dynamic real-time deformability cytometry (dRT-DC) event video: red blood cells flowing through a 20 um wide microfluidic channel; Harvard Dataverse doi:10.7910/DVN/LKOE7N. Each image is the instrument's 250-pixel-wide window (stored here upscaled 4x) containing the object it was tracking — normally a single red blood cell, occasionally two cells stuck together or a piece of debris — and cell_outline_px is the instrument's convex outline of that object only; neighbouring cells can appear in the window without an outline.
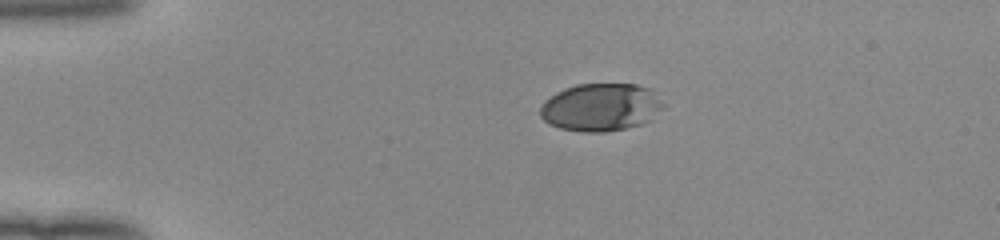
{"species": "human", "species_latin": "Homo sapiens", "temperature_condition": "room temperature", "stored_images_in_passage": 41, "camera_frame_rate_fps": 3000, "um_per_image_px": 0.085, "donor": {"sex": "female"}, "frame": {"image": 1, "passage_image": 1, "time_ms": 0.0, "image_size_px": [1000, 240], "cell_outline_px": [[668, 104], [652, 120], [628, 128], [604, 132], [584, 132], [560, 128], [548, 124], [540, 116], [540, 108], [544, 100], [556, 92], [564, 88], [576, 84], [636, 84], [652, 88]], "centroid_in_image_um": [51.13, 9.11], "position_along_channel_um": 33.9, "area_um2": 35.03}}
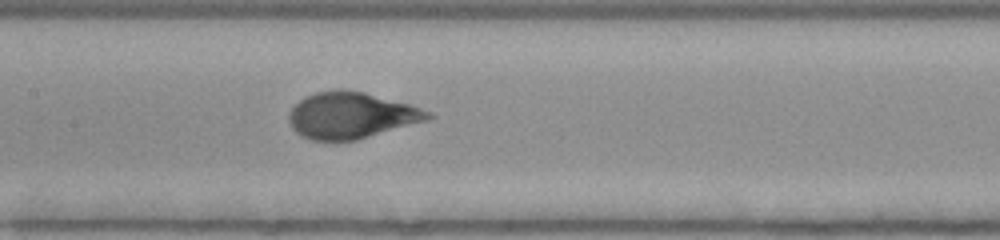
{"frame": {"image": 2, "passage_image": 16, "time_ms": 5.0, "image_size_px": [1000, 240], "cell_outline_px": [[436, 116], [428, 120], [356, 140], [312, 140], [300, 136], [292, 128], [288, 120], [288, 112], [300, 100], [316, 92], [336, 88], [340, 88], [364, 92], [408, 104], [432, 112]], "centroid_in_image_um": [29.84, 9.8], "position_along_channel_um": 177.6, "area_um2": 37.51}}
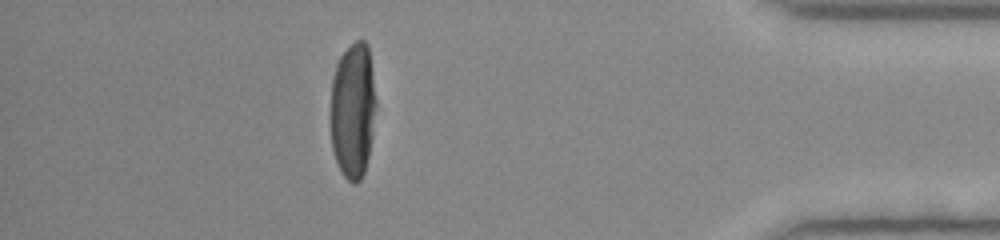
{"frame": {"image": 3, "passage_image": 36, "time_ms": 11.667, "image_size_px": [1000, 240], "cell_outline_px": [[376, 104], [368, 156], [364, 172], [360, 180], [356, 184], [352, 184], [344, 176], [336, 160], [332, 148], [328, 116], [332, 80], [336, 68], [344, 52], [356, 40], [364, 40], [368, 44], [376, 100]], "centroid_in_image_um": [29.96, 9.4], "position_along_channel_um": 405.2, "area_um2": 36.18}, "authors_computed_cell_mechanics": {"area_um2": 36.7608, "velocity_mm_per_s": 4.0062, "shape_relaxation_time_tau1_ms": 3.869, "shape_relaxation_time_tau2_ms": null, "deformation_change_tau1": 0.1955, "deformation_change_tau2": null}}